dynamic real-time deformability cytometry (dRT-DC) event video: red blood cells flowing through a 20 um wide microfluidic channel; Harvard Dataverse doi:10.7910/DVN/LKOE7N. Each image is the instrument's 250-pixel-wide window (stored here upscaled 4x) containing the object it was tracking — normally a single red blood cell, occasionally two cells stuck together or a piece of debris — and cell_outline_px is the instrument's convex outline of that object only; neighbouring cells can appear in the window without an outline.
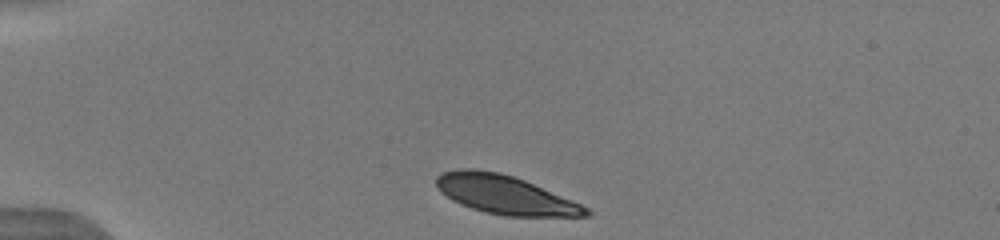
{"species": "human", "species_latin": "Homo sapiens", "temperature_condition": "warm", "stored_images_in_passage": 42, "camera_frame_rate_fps": 3000, "um_per_image_px": 0.085, "donor": {"sex": "male"}, "frame": {"image": 1, "passage_image": 1, "time_ms": 0.0, "image_size_px": [1000, 240], "cell_outline_px": [[592, 212], [588, 216], [504, 216], [484, 212], [472, 208], [452, 200], [440, 192], [436, 188], [436, 176], [440, 172], [456, 168], [472, 168], [500, 172], [524, 180], [580, 204], [588, 208]], "centroid_in_image_um": [42.85, 16.53], "position_along_channel_um": 42.1, "area_um2": 33.7}}